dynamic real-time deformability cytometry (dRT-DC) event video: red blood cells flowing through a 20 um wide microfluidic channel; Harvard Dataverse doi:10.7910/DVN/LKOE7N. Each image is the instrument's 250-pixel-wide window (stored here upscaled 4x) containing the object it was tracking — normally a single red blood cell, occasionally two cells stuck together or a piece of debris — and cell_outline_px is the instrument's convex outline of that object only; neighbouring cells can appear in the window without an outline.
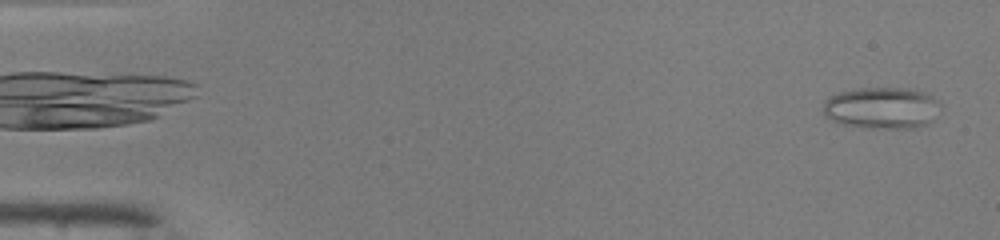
{"species": "common noctule bat (a hibernating species)", "species_latin": "Nyctalus noctula", "temperature_condition": "warm", "stored_images_in_passage": 49, "camera_frame_rate_fps": 3000, "um_per_image_px": 0.085, "animal": {"sex": "male", "body_mass_g": 19.0, "forearm_length_mm": 50.8}, "frame": {"image": 1, "passage_image": 2, "time_ms": 0.333, "image_size_px": [1000, 240], "cell_outline_px": [[940, 104], [932, 120], [928, 124], [912, 128], [864, 128], [836, 124], [824, 116], [824, 100], [840, 92], [856, 88], [908, 88], [932, 96], [940, 100]], "centroid_in_image_um": [74.91, 9.19], "position_along_channel_um": 10.1, "area_um2": 28.67}}
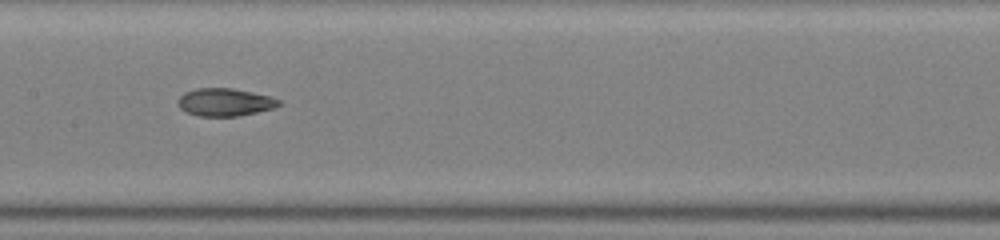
{"frame": {"image": 2, "passage_image": 25, "time_ms": 8.0, "image_size_px": [1000, 240], "cell_outline_px": [[280, 104], [272, 108], [256, 112], [236, 116], [196, 116], [180, 108], [180, 96], [184, 92], [196, 88], [232, 88], [252, 92], [268, 96], [280, 100]], "centroid_in_image_um": [19.1, 8.68], "position_along_channel_um": 188.3, "area_um2": 16.01}}
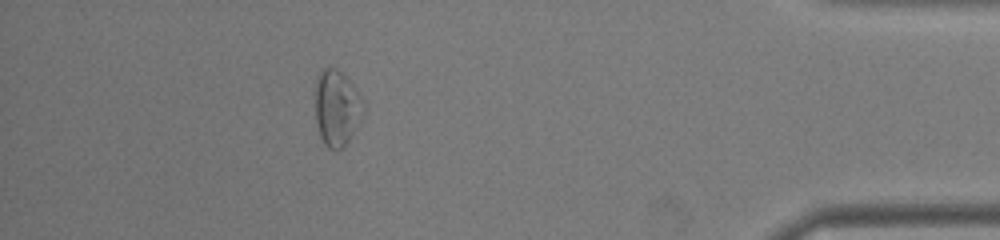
{"frame": {"image": 3, "passage_image": 44, "time_ms": 14.333, "image_size_px": [1000, 240], "cell_outline_px": [[364, 116], [348, 140], [340, 148], [328, 148], [324, 144], [320, 136], [316, 124], [316, 76], [324, 68], [336, 68], [344, 76], [364, 100]], "centroid_in_image_um": [28.63, 9.18], "position_along_channel_um": 406.6, "area_um2": 21.04}, "authors_computed_cell_mechanics": {"area_um2": 19.074, "velocity_mm_per_s": 4.1471, "shape_relaxation_time_tau1_ms": null, "shape_relaxation_time_tau2_ms": 2.1684, "deformation_change_tau1": null, "deformation_change_tau2": 0.0835}}